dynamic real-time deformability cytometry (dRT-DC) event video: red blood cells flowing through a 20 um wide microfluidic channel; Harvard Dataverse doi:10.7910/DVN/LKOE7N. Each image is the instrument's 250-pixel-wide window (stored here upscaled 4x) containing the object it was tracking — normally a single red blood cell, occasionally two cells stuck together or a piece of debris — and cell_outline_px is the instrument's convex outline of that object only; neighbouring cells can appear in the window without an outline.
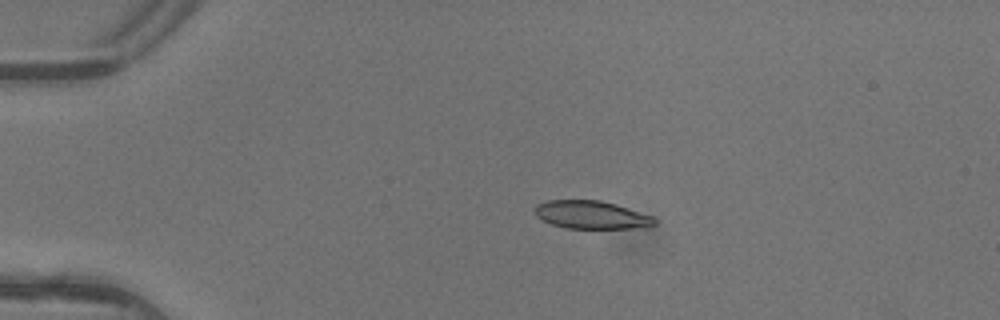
{"species": "common noctule bat (a hibernating species)", "species_latin": "Nyctalus noctula", "temperature_condition": "warm", "stored_images_in_passage": 4, "camera_frame_rate_fps": 3000, "um_per_image_px": 0.085, "animal": {"sex": "female"}, "frame": {"image": 1, "passage_image": 3, "time_ms": 0.667, "image_size_px": [1000, 320], "cell_outline_px": [[656, 224], [632, 228], [568, 228], [552, 224], [540, 220], [536, 216], [532, 208], [536, 204], [548, 200], [600, 200], [616, 204], [652, 216], [656, 220]], "centroid_in_image_um": [50.19, 18.25], "position_along_channel_um": 34.8, "area_um2": 19.54}}